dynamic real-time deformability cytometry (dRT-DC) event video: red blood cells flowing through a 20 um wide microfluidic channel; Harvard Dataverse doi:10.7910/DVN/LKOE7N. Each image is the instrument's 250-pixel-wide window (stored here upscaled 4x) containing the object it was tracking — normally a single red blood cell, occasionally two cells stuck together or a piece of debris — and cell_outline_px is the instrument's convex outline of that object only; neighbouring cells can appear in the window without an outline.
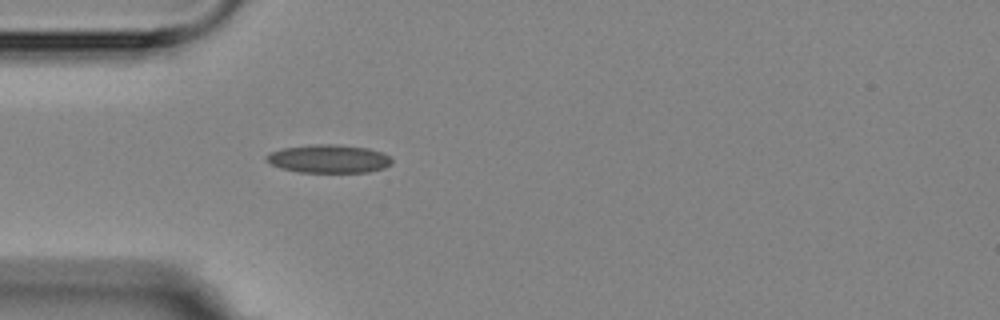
{"species": "Egyptian fruit bat (a non-hibernating species)", "species_latin": "Rousettus aegyptiacus", "temperature_condition": "room temperature", "stored_images_in_passage": 1, "camera_frame_rate_fps": 3000, "um_per_image_px": 0.085, "animal": {"sex": "female"}, "frame": {"image": 1, "passage_image": 1, "time_ms": 0.0, "image_size_px": [1000, 320], "cell_outline_px": [[392, 164], [384, 168], [368, 172], [300, 172], [280, 168], [272, 164], [264, 156], [268, 152], [284, 148], [316, 144], [336, 144], [368, 148], [384, 152], [392, 156]], "centroid_in_image_um": [27.99, 13.49], "position_along_channel_um": 57.0, "area_um2": 20.81}}